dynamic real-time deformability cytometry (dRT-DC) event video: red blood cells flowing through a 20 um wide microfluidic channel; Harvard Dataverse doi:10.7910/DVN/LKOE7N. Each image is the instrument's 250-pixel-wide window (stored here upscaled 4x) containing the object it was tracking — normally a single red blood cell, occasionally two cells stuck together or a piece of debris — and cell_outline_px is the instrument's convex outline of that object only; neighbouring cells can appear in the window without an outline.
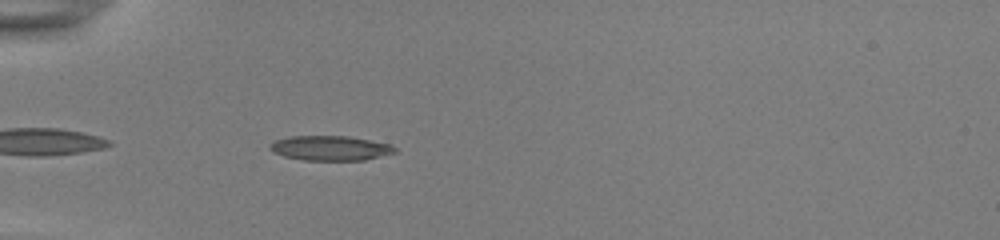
{"species": "common noctule bat (a hibernating species)", "species_latin": "Nyctalus noctula", "temperature_condition": "room temperature", "stored_images_in_passage": 39, "camera_frame_rate_fps": 3000, "um_per_image_px": 0.085, "animal": {"sex": "female", "body_mass_g": 22.0, "forearm_length_mm": 56.7}, "frame": {"image": 1, "passage_image": 3, "time_ms": 0.667, "image_size_px": [1000, 240], "cell_outline_px": [[396, 152], [364, 160], [304, 160], [284, 156], [272, 152], [268, 148], [268, 144], [276, 140], [288, 136], [348, 136], [392, 144], [396, 148]], "centroid_in_image_um": [28.05, 12.58], "position_along_channel_um": 57.0, "area_um2": 18.09}}
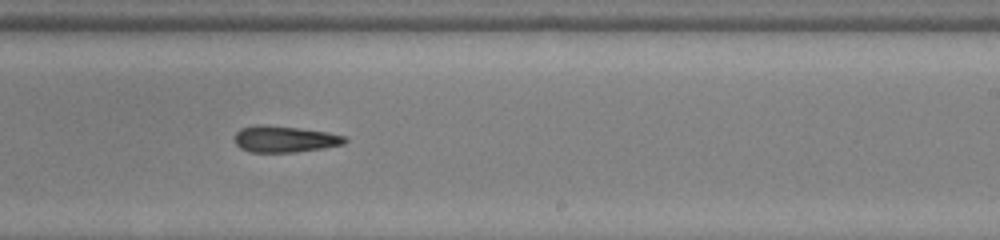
{"frame": {"image": 2, "passage_image": 20, "time_ms": 6.333, "image_size_px": [1000, 240], "cell_outline_px": [[348, 140], [344, 144], [324, 148], [296, 152], [248, 152], [240, 148], [236, 144], [236, 132], [240, 128], [256, 124], [264, 124], [300, 128], [328, 132], [348, 136]], "centroid_in_image_um": [24.22, 11.81], "position_along_channel_um": 264.8, "area_um2": 17.22}}
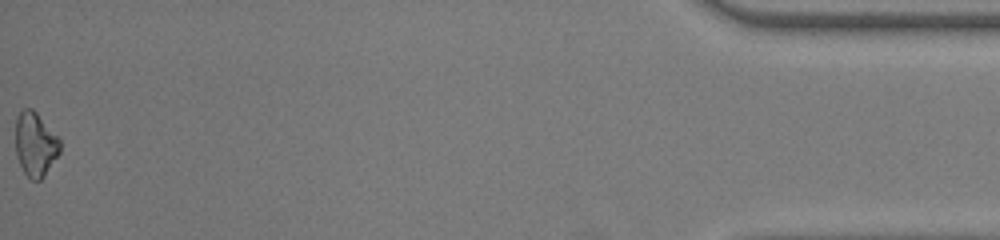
{"frame": {"image": 3, "passage_image": 39, "time_ms": 12.667, "image_size_px": [1000, 240], "cell_outline_px": [[60, 152], [44, 176], [40, 180], [32, 180], [24, 172], [16, 156], [16, 116], [24, 108], [32, 108], [60, 136]], "centroid_in_image_um": [3.02, 12.24], "position_along_channel_um": 432.2, "area_um2": 16.76}, "authors_computed_cell_mechanics": {"area_um2": 16.9932, "velocity_mm_per_s": 3.9037, "shape_relaxation_time_tau1_ms": 6.5182, "shape_relaxation_time_tau2_ms": null, "deformation_change_tau1": 0.1992, "deformation_change_tau2": null}}